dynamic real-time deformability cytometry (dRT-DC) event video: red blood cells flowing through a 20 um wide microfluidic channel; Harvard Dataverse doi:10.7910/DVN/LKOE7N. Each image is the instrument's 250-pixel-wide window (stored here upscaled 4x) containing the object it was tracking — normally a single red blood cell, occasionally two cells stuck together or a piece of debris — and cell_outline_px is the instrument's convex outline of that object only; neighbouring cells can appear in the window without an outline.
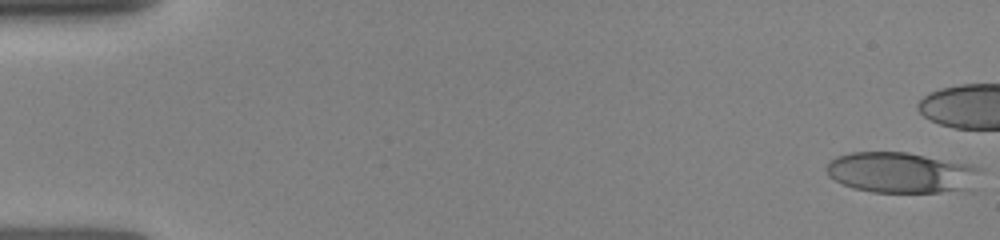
{"species": "human", "species_latin": "Homo sapiens", "temperature_condition": "room temperature", "stored_images_in_passage": 46, "camera_frame_rate_fps": 3000, "um_per_image_px": 0.085, "donor": {"sex": "female"}, "frame": {"image": 1, "passage_image": 1, "time_ms": 0.0, "image_size_px": [1000, 240], "cell_outline_px": [[984, 172], [976, 188], [968, 192], [872, 192], [852, 188], [828, 176], [824, 168], [836, 156], [852, 152], [908, 152], [972, 164], [984, 168]], "centroid_in_image_um": [76.78, 14.69], "position_along_channel_um": 8.2, "area_um2": 37.74}}
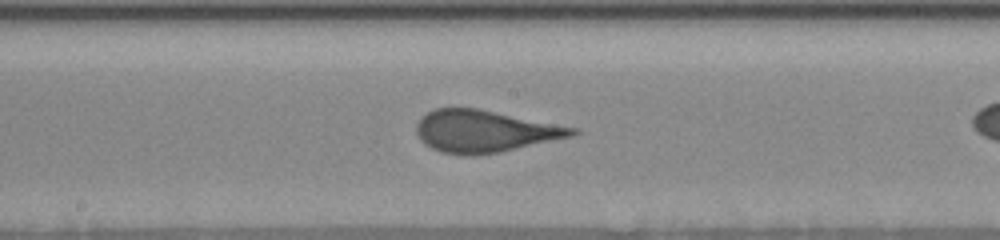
{"frame": {"image": 2, "passage_image": 30, "time_ms": 8.333, "image_size_px": [1000, 240], "cell_outline_px": [[580, 132], [572, 136], [500, 152], [472, 156], [464, 156], [440, 152], [424, 144], [420, 140], [416, 132], [416, 124], [428, 112], [436, 108], [476, 108], [580, 128]], "centroid_in_image_um": [41.2, 11.17], "position_along_channel_um": 207.0, "area_um2": 38.21}}
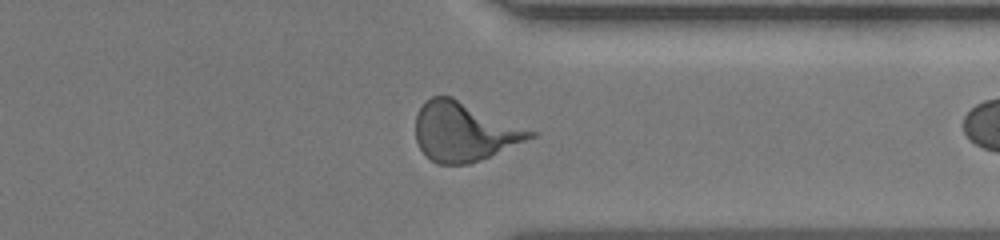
{"frame": {"image": 3, "passage_image": 45, "time_ms": 12.333, "image_size_px": [1000, 240], "cell_outline_px": [[536, 136], [480, 160], [468, 164], [436, 164], [420, 148], [416, 140], [416, 116], [424, 100], [432, 96], [452, 96], [536, 132]], "centroid_in_image_um": [39.42, 11.18], "position_along_channel_um": 372.0, "area_um2": 39.07}}